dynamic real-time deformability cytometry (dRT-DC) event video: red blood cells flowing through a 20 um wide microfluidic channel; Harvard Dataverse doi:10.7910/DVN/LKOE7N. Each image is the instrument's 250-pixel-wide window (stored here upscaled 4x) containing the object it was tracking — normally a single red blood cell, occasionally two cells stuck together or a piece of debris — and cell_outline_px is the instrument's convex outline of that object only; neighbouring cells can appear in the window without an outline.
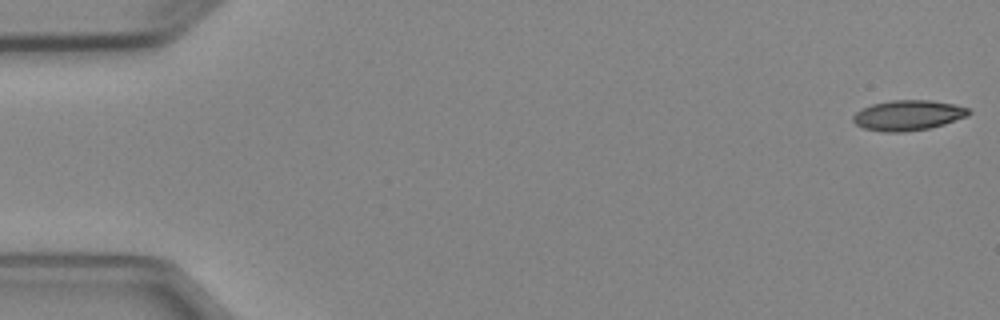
{"species": "Egyptian fruit bat (a non-hibernating species)", "species_latin": "Rousettus aegyptiacus", "temperature_condition": "cold", "stored_images_in_passage": 4, "camera_frame_rate_fps": 3000, "um_per_image_px": 0.085, "animal": {"sex": "female"}, "frame": {"image": 1, "passage_image": 1, "time_ms": 0.0, "image_size_px": [1000, 320], "cell_outline_px": [[972, 112], [968, 116], [944, 124], [928, 128], [904, 132], [884, 132], [864, 128], [856, 124], [852, 120], [852, 116], [860, 108], [872, 104], [892, 100], [932, 100], [956, 104], [968, 108]], "centroid_in_image_um": [77.19, 9.79], "position_along_channel_um": 7.8, "area_um2": 20.52}}
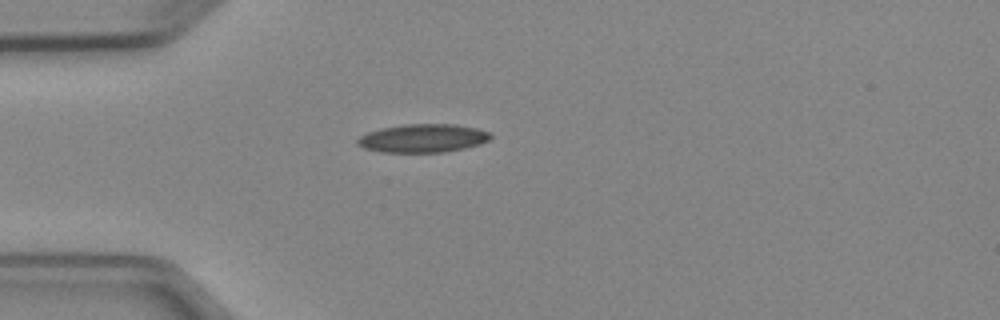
{"frame": {"image": 2, "passage_image": 4, "time_ms": 4.333, "image_size_px": [1000, 320], "cell_outline_px": [[492, 136], [488, 140], [480, 144], [464, 148], [444, 152], [380, 152], [364, 148], [356, 144], [356, 140], [360, 136], [368, 132], [380, 128], [404, 124], [452, 124], [476, 128], [492, 132]], "centroid_in_image_um": [35.94, 11.75], "position_along_channel_um": 49.1, "area_um2": 22.08}}